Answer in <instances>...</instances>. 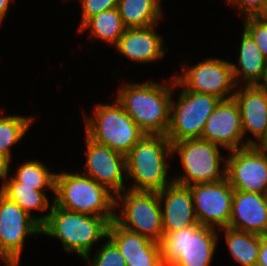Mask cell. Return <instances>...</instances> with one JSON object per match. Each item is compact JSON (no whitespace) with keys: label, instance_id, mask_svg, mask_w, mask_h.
<instances>
[{"label":"cell","instance_id":"cell-1","mask_svg":"<svg viewBox=\"0 0 267 266\" xmlns=\"http://www.w3.org/2000/svg\"><path fill=\"white\" fill-rule=\"evenodd\" d=\"M170 80L167 85L148 80L141 84L126 83L117 93V101L145 134L166 135L168 132L171 95L176 87L174 76Z\"/></svg>","mask_w":267,"mask_h":266},{"label":"cell","instance_id":"cell-2","mask_svg":"<svg viewBox=\"0 0 267 266\" xmlns=\"http://www.w3.org/2000/svg\"><path fill=\"white\" fill-rule=\"evenodd\" d=\"M48 214L41 225L42 235L60 239L68 253H77L88 263L92 246L107 238L109 224L115 219V216H92L69 211L53 202Z\"/></svg>","mask_w":267,"mask_h":266},{"label":"cell","instance_id":"cell-3","mask_svg":"<svg viewBox=\"0 0 267 266\" xmlns=\"http://www.w3.org/2000/svg\"><path fill=\"white\" fill-rule=\"evenodd\" d=\"M172 156V143L166 135L144 137L126 155V175L133 178L135 191H161L170 185L166 157Z\"/></svg>","mask_w":267,"mask_h":266},{"label":"cell","instance_id":"cell-4","mask_svg":"<svg viewBox=\"0 0 267 266\" xmlns=\"http://www.w3.org/2000/svg\"><path fill=\"white\" fill-rule=\"evenodd\" d=\"M53 203L92 216H115V195L83 173H56ZM113 209V210H112Z\"/></svg>","mask_w":267,"mask_h":266},{"label":"cell","instance_id":"cell-5","mask_svg":"<svg viewBox=\"0 0 267 266\" xmlns=\"http://www.w3.org/2000/svg\"><path fill=\"white\" fill-rule=\"evenodd\" d=\"M95 108V116H85L86 136L126 156L145 133L117 99L115 103L98 104Z\"/></svg>","mask_w":267,"mask_h":266},{"label":"cell","instance_id":"cell-6","mask_svg":"<svg viewBox=\"0 0 267 266\" xmlns=\"http://www.w3.org/2000/svg\"><path fill=\"white\" fill-rule=\"evenodd\" d=\"M217 228L191 225L166 233L160 242L165 266H211L217 247Z\"/></svg>","mask_w":267,"mask_h":266},{"label":"cell","instance_id":"cell-7","mask_svg":"<svg viewBox=\"0 0 267 266\" xmlns=\"http://www.w3.org/2000/svg\"><path fill=\"white\" fill-rule=\"evenodd\" d=\"M177 153L185 173L172 178L173 182L191 186L226 178V164L220 169L221 161L226 163V158L221 156L218 145L201 138L186 139L172 143V155Z\"/></svg>","mask_w":267,"mask_h":266},{"label":"cell","instance_id":"cell-8","mask_svg":"<svg viewBox=\"0 0 267 266\" xmlns=\"http://www.w3.org/2000/svg\"><path fill=\"white\" fill-rule=\"evenodd\" d=\"M123 192L115 196V208L121 207V213L115 215L114 221L126 230L160 243L164 233L158 192L131 189Z\"/></svg>","mask_w":267,"mask_h":266},{"label":"cell","instance_id":"cell-9","mask_svg":"<svg viewBox=\"0 0 267 266\" xmlns=\"http://www.w3.org/2000/svg\"><path fill=\"white\" fill-rule=\"evenodd\" d=\"M222 99L182 89L178 101L171 100L170 126L166 137L171 143L201 138L208 117Z\"/></svg>","mask_w":267,"mask_h":266},{"label":"cell","instance_id":"cell-10","mask_svg":"<svg viewBox=\"0 0 267 266\" xmlns=\"http://www.w3.org/2000/svg\"><path fill=\"white\" fill-rule=\"evenodd\" d=\"M181 66L182 74H175L176 86L181 89L198 93L212 94L222 100L233 98L232 89L237 88L234 80L231 62L219 59L208 58L200 63L186 68ZM230 92V93H229Z\"/></svg>","mask_w":267,"mask_h":266},{"label":"cell","instance_id":"cell-11","mask_svg":"<svg viewBox=\"0 0 267 266\" xmlns=\"http://www.w3.org/2000/svg\"><path fill=\"white\" fill-rule=\"evenodd\" d=\"M226 178L234 190L267 194V149L249 145L230 151Z\"/></svg>","mask_w":267,"mask_h":266},{"label":"cell","instance_id":"cell-12","mask_svg":"<svg viewBox=\"0 0 267 266\" xmlns=\"http://www.w3.org/2000/svg\"><path fill=\"white\" fill-rule=\"evenodd\" d=\"M197 221L202 226L220 229L229 226L234 189L227 178L218 182L189 186Z\"/></svg>","mask_w":267,"mask_h":266},{"label":"cell","instance_id":"cell-13","mask_svg":"<svg viewBox=\"0 0 267 266\" xmlns=\"http://www.w3.org/2000/svg\"><path fill=\"white\" fill-rule=\"evenodd\" d=\"M41 234V225L0 192V258L20 259L25 238Z\"/></svg>","mask_w":267,"mask_h":266},{"label":"cell","instance_id":"cell-14","mask_svg":"<svg viewBox=\"0 0 267 266\" xmlns=\"http://www.w3.org/2000/svg\"><path fill=\"white\" fill-rule=\"evenodd\" d=\"M86 138V176L106 187L115 196L125 190L126 156ZM125 178V180H124Z\"/></svg>","mask_w":267,"mask_h":266},{"label":"cell","instance_id":"cell-15","mask_svg":"<svg viewBox=\"0 0 267 266\" xmlns=\"http://www.w3.org/2000/svg\"><path fill=\"white\" fill-rule=\"evenodd\" d=\"M241 114L234 98L221 100L208 117L201 139L234 151L249 146L244 143Z\"/></svg>","mask_w":267,"mask_h":266},{"label":"cell","instance_id":"cell-16","mask_svg":"<svg viewBox=\"0 0 267 266\" xmlns=\"http://www.w3.org/2000/svg\"><path fill=\"white\" fill-rule=\"evenodd\" d=\"M238 104L244 136L250 132L255 140H246L248 145L259 146L267 137V91L256 85L240 87L234 91ZM257 141V142H256Z\"/></svg>","mask_w":267,"mask_h":266},{"label":"cell","instance_id":"cell-17","mask_svg":"<svg viewBox=\"0 0 267 266\" xmlns=\"http://www.w3.org/2000/svg\"><path fill=\"white\" fill-rule=\"evenodd\" d=\"M162 211L163 233L175 232L191 225H198L189 186L172 182L158 191ZM164 200V201H163ZM164 202V205H163Z\"/></svg>","mask_w":267,"mask_h":266},{"label":"cell","instance_id":"cell-18","mask_svg":"<svg viewBox=\"0 0 267 266\" xmlns=\"http://www.w3.org/2000/svg\"><path fill=\"white\" fill-rule=\"evenodd\" d=\"M228 227L267 235V194L234 190Z\"/></svg>","mask_w":267,"mask_h":266},{"label":"cell","instance_id":"cell-19","mask_svg":"<svg viewBox=\"0 0 267 266\" xmlns=\"http://www.w3.org/2000/svg\"><path fill=\"white\" fill-rule=\"evenodd\" d=\"M156 27L157 25L126 28L114 47L123 56L136 63L147 64L159 61L166 53L163 47V37L158 35Z\"/></svg>","mask_w":267,"mask_h":266},{"label":"cell","instance_id":"cell-20","mask_svg":"<svg viewBox=\"0 0 267 266\" xmlns=\"http://www.w3.org/2000/svg\"><path fill=\"white\" fill-rule=\"evenodd\" d=\"M9 170L0 172V179H2L3 185L1 186L0 192L17 203L27 214L32 216L40 225H42L49 214L35 217L31 213L32 210L47 211L52 207L49 205V200L45 190H35V187L23 186L22 183L16 181L13 177H7Z\"/></svg>","mask_w":267,"mask_h":266},{"label":"cell","instance_id":"cell-21","mask_svg":"<svg viewBox=\"0 0 267 266\" xmlns=\"http://www.w3.org/2000/svg\"><path fill=\"white\" fill-rule=\"evenodd\" d=\"M267 59L257 47L251 35L244 29L241 37L238 64L231 62L234 80L239 86L240 77L245 81L246 86L257 85L264 73Z\"/></svg>","mask_w":267,"mask_h":266},{"label":"cell","instance_id":"cell-22","mask_svg":"<svg viewBox=\"0 0 267 266\" xmlns=\"http://www.w3.org/2000/svg\"><path fill=\"white\" fill-rule=\"evenodd\" d=\"M160 0H118L117 10L126 28L158 25L163 10Z\"/></svg>","mask_w":267,"mask_h":266},{"label":"cell","instance_id":"cell-23","mask_svg":"<svg viewBox=\"0 0 267 266\" xmlns=\"http://www.w3.org/2000/svg\"><path fill=\"white\" fill-rule=\"evenodd\" d=\"M33 119L34 116L0 115V172L10 169V149L23 138Z\"/></svg>","mask_w":267,"mask_h":266},{"label":"cell","instance_id":"cell-24","mask_svg":"<svg viewBox=\"0 0 267 266\" xmlns=\"http://www.w3.org/2000/svg\"><path fill=\"white\" fill-rule=\"evenodd\" d=\"M220 230L224 231L228 250L239 264L257 266L261 235L229 227Z\"/></svg>","mask_w":267,"mask_h":266},{"label":"cell","instance_id":"cell-25","mask_svg":"<svg viewBox=\"0 0 267 266\" xmlns=\"http://www.w3.org/2000/svg\"><path fill=\"white\" fill-rule=\"evenodd\" d=\"M78 32L90 30V38L102 39L107 45H116L120 37L124 34L126 27L124 26L121 16L117 8L103 11L89 18L80 28Z\"/></svg>","mask_w":267,"mask_h":266},{"label":"cell","instance_id":"cell-26","mask_svg":"<svg viewBox=\"0 0 267 266\" xmlns=\"http://www.w3.org/2000/svg\"><path fill=\"white\" fill-rule=\"evenodd\" d=\"M107 238L115 244L122 255L162 252L160 243L138 233L126 230L119 226L114 220L109 224Z\"/></svg>","mask_w":267,"mask_h":266},{"label":"cell","instance_id":"cell-27","mask_svg":"<svg viewBox=\"0 0 267 266\" xmlns=\"http://www.w3.org/2000/svg\"><path fill=\"white\" fill-rule=\"evenodd\" d=\"M44 163L30 160L18 166L15 176L16 181L23 186L35 187V190H53L55 192L56 173L50 172Z\"/></svg>","mask_w":267,"mask_h":266},{"label":"cell","instance_id":"cell-28","mask_svg":"<svg viewBox=\"0 0 267 266\" xmlns=\"http://www.w3.org/2000/svg\"><path fill=\"white\" fill-rule=\"evenodd\" d=\"M244 29L251 35L257 47L267 59V19L261 16L245 17Z\"/></svg>","mask_w":267,"mask_h":266},{"label":"cell","instance_id":"cell-29","mask_svg":"<svg viewBox=\"0 0 267 266\" xmlns=\"http://www.w3.org/2000/svg\"><path fill=\"white\" fill-rule=\"evenodd\" d=\"M92 259L91 266H127L125 258L109 238Z\"/></svg>","mask_w":267,"mask_h":266},{"label":"cell","instance_id":"cell-30","mask_svg":"<svg viewBox=\"0 0 267 266\" xmlns=\"http://www.w3.org/2000/svg\"><path fill=\"white\" fill-rule=\"evenodd\" d=\"M82 3V17L79 28L91 17L112 9L117 8L118 0H80Z\"/></svg>","mask_w":267,"mask_h":266},{"label":"cell","instance_id":"cell-31","mask_svg":"<svg viewBox=\"0 0 267 266\" xmlns=\"http://www.w3.org/2000/svg\"><path fill=\"white\" fill-rule=\"evenodd\" d=\"M127 266H165L162 252H144V254L123 255Z\"/></svg>","mask_w":267,"mask_h":266},{"label":"cell","instance_id":"cell-32","mask_svg":"<svg viewBox=\"0 0 267 266\" xmlns=\"http://www.w3.org/2000/svg\"><path fill=\"white\" fill-rule=\"evenodd\" d=\"M236 6L238 13L245 17L260 16L266 7L267 0H226Z\"/></svg>","mask_w":267,"mask_h":266},{"label":"cell","instance_id":"cell-33","mask_svg":"<svg viewBox=\"0 0 267 266\" xmlns=\"http://www.w3.org/2000/svg\"><path fill=\"white\" fill-rule=\"evenodd\" d=\"M257 266H267V235H261Z\"/></svg>","mask_w":267,"mask_h":266},{"label":"cell","instance_id":"cell-34","mask_svg":"<svg viewBox=\"0 0 267 266\" xmlns=\"http://www.w3.org/2000/svg\"><path fill=\"white\" fill-rule=\"evenodd\" d=\"M12 0H0V23L5 19Z\"/></svg>","mask_w":267,"mask_h":266},{"label":"cell","instance_id":"cell-35","mask_svg":"<svg viewBox=\"0 0 267 266\" xmlns=\"http://www.w3.org/2000/svg\"><path fill=\"white\" fill-rule=\"evenodd\" d=\"M256 86L267 91V61L264 68L263 76Z\"/></svg>","mask_w":267,"mask_h":266},{"label":"cell","instance_id":"cell-36","mask_svg":"<svg viewBox=\"0 0 267 266\" xmlns=\"http://www.w3.org/2000/svg\"><path fill=\"white\" fill-rule=\"evenodd\" d=\"M3 261L5 262L4 266H20V259H3Z\"/></svg>","mask_w":267,"mask_h":266},{"label":"cell","instance_id":"cell-37","mask_svg":"<svg viewBox=\"0 0 267 266\" xmlns=\"http://www.w3.org/2000/svg\"><path fill=\"white\" fill-rule=\"evenodd\" d=\"M260 16L267 19V3L264 12Z\"/></svg>","mask_w":267,"mask_h":266},{"label":"cell","instance_id":"cell-38","mask_svg":"<svg viewBox=\"0 0 267 266\" xmlns=\"http://www.w3.org/2000/svg\"><path fill=\"white\" fill-rule=\"evenodd\" d=\"M259 146L267 149V137H266V139Z\"/></svg>","mask_w":267,"mask_h":266}]
</instances>
